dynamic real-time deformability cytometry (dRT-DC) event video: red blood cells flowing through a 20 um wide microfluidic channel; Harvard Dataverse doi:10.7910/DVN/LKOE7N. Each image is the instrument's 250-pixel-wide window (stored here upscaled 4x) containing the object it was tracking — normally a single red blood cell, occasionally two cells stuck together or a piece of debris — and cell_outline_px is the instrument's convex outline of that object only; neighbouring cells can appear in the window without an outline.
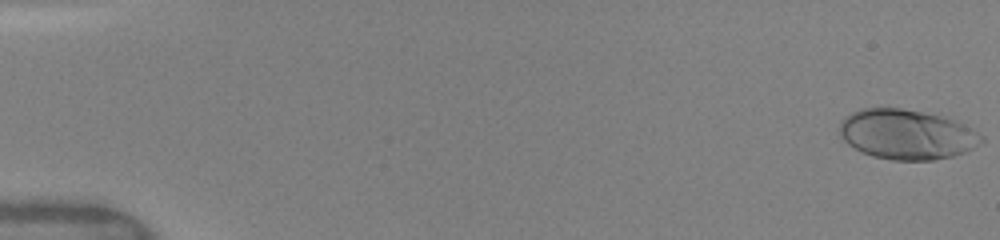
{"species": "human", "species_latin": "Homo sapiens", "temperature_condition": "warm", "stored_images_in_passage": 72, "camera_frame_rate_fps": 3000, "um_per_image_px": 0.085, "donor": {"sex": "female"}, "frame": {"image": 1, "passage_image": 1, "time_ms": 0.0, "image_size_px": [1000, 240], "cell_outline_px": [[984, 140], [980, 144], [964, 152], [952, 156], [932, 160], [892, 160], [872, 156], [848, 144], [840, 136], [840, 124], [852, 112], [860, 108], [900, 108], [944, 116], [972, 128], [984, 136]], "centroid_in_image_um": [77.1, 11.42], "position_along_channel_um": 7.9, "area_um2": 41.04}}
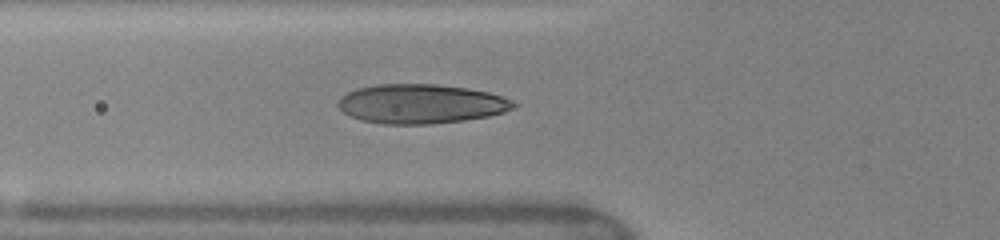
{"frame": {"image": 2, "passage_image": 42, "time_ms": 6.0, "image_size_px": [1000, 240], "cell_outline_px": [[520, 104], [516, 108], [504, 112], [488, 116], [464, 120], [432, 124], [384, 124], [360, 120], [344, 112], [336, 104], [340, 96], [348, 92], [360, 88], [376, 84], [436, 84], [468, 88], [488, 92], [504, 96]], "centroid_in_image_um": [35.82, 8.82], "position_along_channel_um": 90.0, "area_um2": 40.46}}
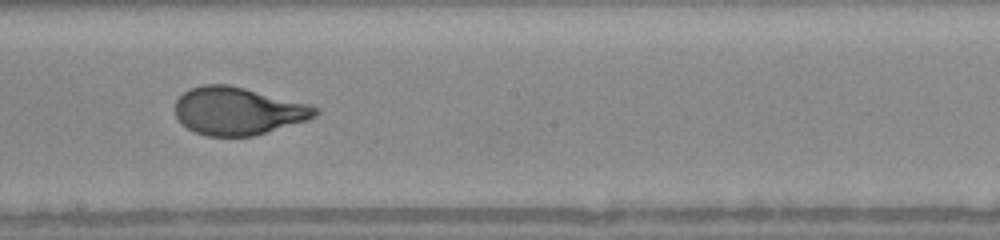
{"frame": {"image": 3, "passage_image": 67, "time_ms": 9.333, "image_size_px": [1000, 240], "cell_outline_px": [[320, 112], [316, 116], [308, 120], [252, 136], [208, 136], [196, 132], [188, 128], [176, 116], [176, 100], [184, 92], [192, 88], [204, 84], [228, 84], [312, 104], [320, 108]], "centroid_in_image_um": [20.29, 9.42], "position_along_channel_um": 227.9, "area_um2": 38.9}}